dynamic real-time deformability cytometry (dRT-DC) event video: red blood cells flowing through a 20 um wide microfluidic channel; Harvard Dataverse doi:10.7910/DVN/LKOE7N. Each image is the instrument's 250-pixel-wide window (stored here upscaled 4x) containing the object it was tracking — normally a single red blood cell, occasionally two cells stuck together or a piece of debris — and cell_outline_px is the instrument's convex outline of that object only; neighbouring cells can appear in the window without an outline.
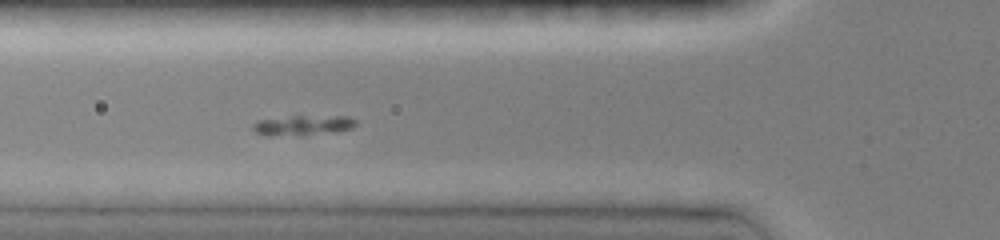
{"species": "common noctule bat (a hibernating species)", "species_latin": "Nyctalus noctula", "temperature_condition": "room temperature", "stored_images_in_passage": 36, "camera_frame_rate_fps": 3000, "um_per_image_px": 0.085, "animal": {"sex": "female", "body_mass_g": 19.0, "forearm_length_mm": 51.5}, "frame": {"image": 1, "passage_image": 8, "time_ms": 2.333, "image_size_px": [1000, 240], "cell_outline_px": [[356, 124], [352, 128], [340, 132], [272, 136], [268, 136], [256, 132], [252, 128], [252, 124], [256, 120], [292, 116], [348, 116], [356, 120]], "centroid_in_image_um": [25.76, 10.64], "position_along_channel_um": 100.0, "area_um2": 12.08}}
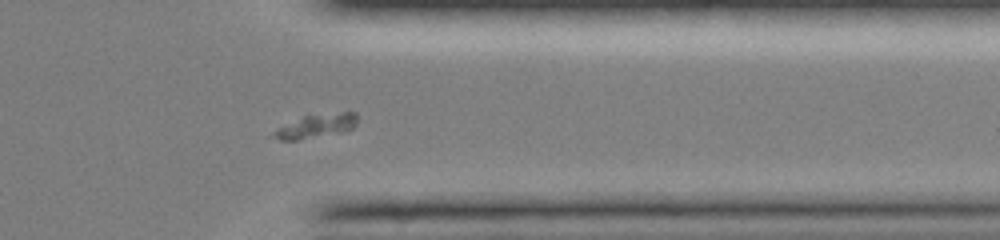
{"frame": {"image": 2, "passage_image": 29, "time_ms": 9.333, "image_size_px": [1000, 240], "cell_outline_px": [[356, 124], [352, 128], [336, 132], [300, 140], [280, 140], [272, 136], [276, 128], [304, 116], [340, 112], [356, 112]], "centroid_in_image_um": [26.83, 10.71], "position_along_channel_um": 384.6, "area_um2": 11.16}}
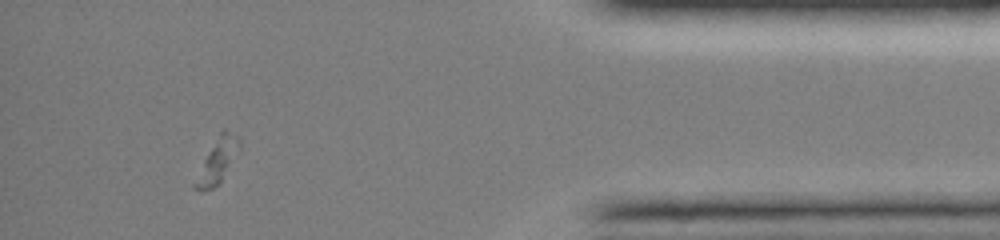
{"frame": {"image": 3, "passage_image": 34, "time_ms": 11.0, "image_size_px": [1000, 240], "cell_outline_px": [[240, 148], [220, 180], [212, 188], [200, 192], [192, 188], [192, 184], [204, 160], [220, 132], [224, 128], [236, 136], [240, 140]], "centroid_in_image_um": [18.44, 13.69], "position_along_channel_um": 416.8, "area_um2": 10.81}}